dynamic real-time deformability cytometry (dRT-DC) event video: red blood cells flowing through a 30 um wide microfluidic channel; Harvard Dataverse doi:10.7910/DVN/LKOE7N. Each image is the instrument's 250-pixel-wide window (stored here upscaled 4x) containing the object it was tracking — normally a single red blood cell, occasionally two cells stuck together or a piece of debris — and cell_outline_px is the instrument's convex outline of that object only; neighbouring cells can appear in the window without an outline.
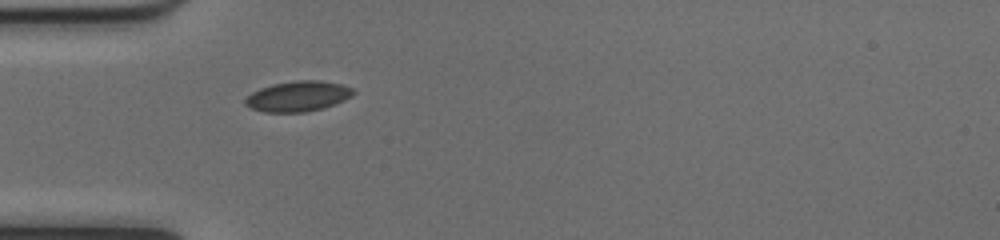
{"species": "common noctule bat (a hibernating species)", "species_latin": "Nyctalus noctula", "temperature_condition": "cold", "stored_images_in_passage": 36, "camera_frame_rate_fps": 3000, "um_per_image_px": 0.085, "animal": {"sex": "female", "body_mass_g": 17.0, "forearm_length_mm": 48.0}, "frame": {"image": 1, "passage_image": 1, "time_ms": 0.0, "image_size_px": [1000, 240], "cell_outline_px": [[356, 92], [352, 96], [344, 100], [324, 108], [304, 112], [264, 112], [252, 108], [244, 104], [244, 100], [252, 92], [260, 88], [272, 84], [296, 80], [320, 80], [340, 84], [352, 88]], "centroid_in_image_um": [25.33, 8.18], "position_along_channel_um": 59.7, "area_um2": 19.13}}
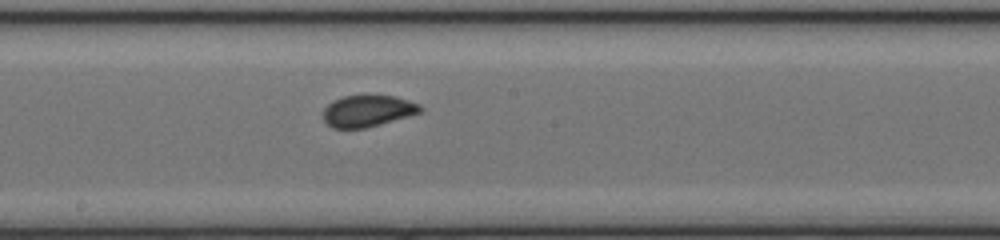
{"frame": {"image": 2, "passage_image": 13, "time_ms": 4.0, "image_size_px": [1000, 240], "cell_outline_px": [[424, 108], [420, 112], [408, 116], [364, 128], [332, 128], [324, 120], [324, 108], [332, 100], [344, 96], [396, 96], [420, 104]], "centroid_in_image_um": [31.25, 9.42], "position_along_channel_um": 216.9, "area_um2": 17.63}}
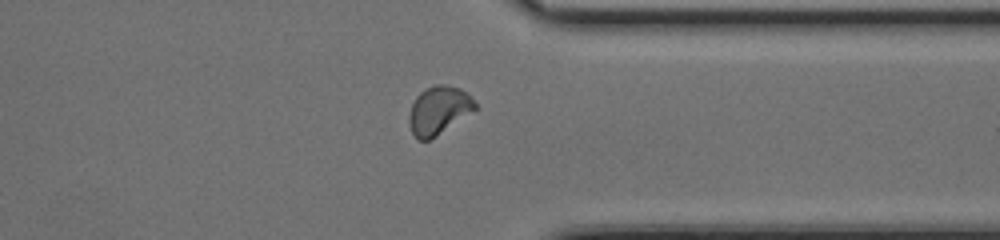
{"frame": {"image": 3, "passage_image": 25, "time_ms": 8.0, "image_size_px": [1000, 240], "cell_outline_px": [[476, 108], [436, 136], [428, 140], [416, 140], [408, 124], [408, 116], [412, 104], [416, 96], [424, 88], [436, 84], [444, 84], [460, 88], [476, 104]], "centroid_in_image_um": [37.22, 9.37], "position_along_channel_um": 374.2, "area_um2": 18.26}, "authors_computed_cell_mechanics": {"area_um2": 18.0914, "velocity_mm_per_s": 4.004, "shape_relaxation_time_tau1_ms": 3.4951, "shape_relaxation_time_tau2_ms": null, "deformation_change_tau1": 0.1003, "deformation_change_tau2": null}}